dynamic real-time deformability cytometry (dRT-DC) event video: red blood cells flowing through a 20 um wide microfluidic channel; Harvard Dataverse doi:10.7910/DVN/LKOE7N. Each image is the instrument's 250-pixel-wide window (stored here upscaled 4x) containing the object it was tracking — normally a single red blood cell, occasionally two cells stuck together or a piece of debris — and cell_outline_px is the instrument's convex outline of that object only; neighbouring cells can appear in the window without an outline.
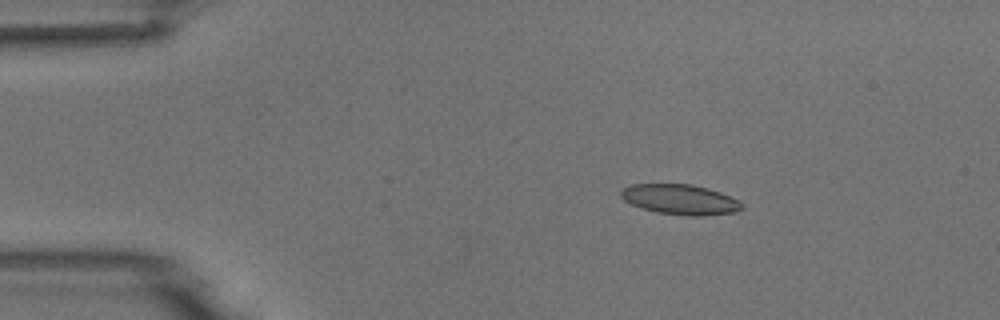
{"species": "common noctule bat (a hibernating species)", "species_latin": "Nyctalus noctula", "temperature_condition": "room temperature", "stored_images_in_passage": 3, "camera_frame_rate_fps": 3000, "um_per_image_px": 0.085, "animal": {"sex": "male", "body_mass_g": 18.8}, "frame": {"image": 1, "passage_image": 2, "time_ms": 2.0, "image_size_px": [1000, 320], "cell_outline_px": [[744, 208], [736, 212], [704, 216], [688, 216], [656, 212], [632, 204], [624, 200], [620, 196], [620, 192], [624, 188], [632, 184], [692, 184], [708, 188], [720, 192], [740, 200], [744, 204]], "centroid_in_image_um": [57.87, 16.96], "position_along_channel_um": 27.1, "area_um2": 21.39}}